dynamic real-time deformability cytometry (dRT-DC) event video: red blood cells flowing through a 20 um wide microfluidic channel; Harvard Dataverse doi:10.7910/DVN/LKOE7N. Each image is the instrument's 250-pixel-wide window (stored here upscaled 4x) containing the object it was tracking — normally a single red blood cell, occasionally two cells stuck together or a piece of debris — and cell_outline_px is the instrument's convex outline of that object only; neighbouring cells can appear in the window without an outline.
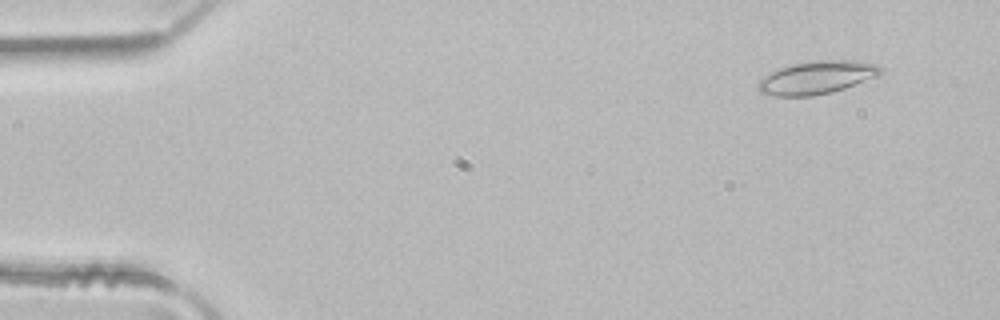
{"species": "common noctule bat (a hibernating species)", "species_latin": "Nyctalus noctula", "temperature_condition": "room temperature", "stored_images_in_passage": 4, "camera_frame_rate_fps": 3000, "um_per_image_px": 0.085, "animal": {"sex": "male", "body_mass_g": 21.5, "forearm_length_mm": 52.0}, "frame": {"image": 1, "passage_image": 2, "time_ms": 0.333, "image_size_px": [1000, 320], "cell_outline_px": [[880, 72], [876, 76], [844, 88], [812, 96], [776, 96], [760, 92], [756, 88], [756, 84], [764, 76], [780, 68], [792, 64], [820, 60], [856, 60], [876, 64], [880, 68]], "centroid_in_image_um": [69.37, 6.59], "position_along_channel_um": 15.6, "area_um2": 23.12}}
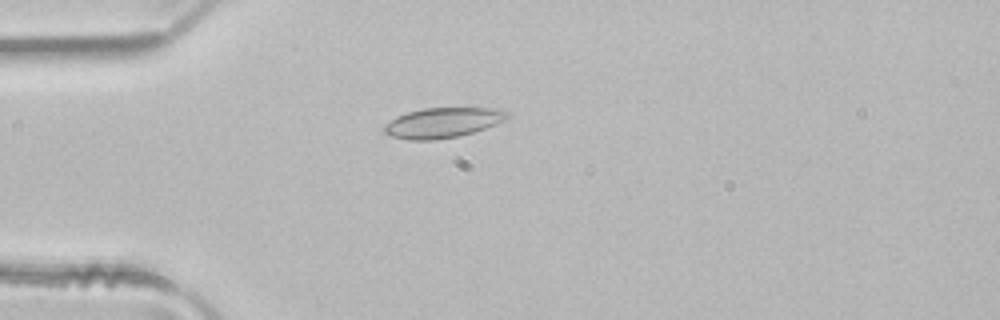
{"frame": {"image": 2, "passage_image": 4, "time_ms": 1.0, "image_size_px": [1000, 320], "cell_outline_px": [[508, 116], [504, 120], [484, 128], [460, 136], [432, 140], [408, 140], [392, 136], [384, 132], [384, 124], [396, 116], [408, 112], [424, 108], [500, 108], [508, 112]], "centroid_in_image_um": [37.6, 10.42], "position_along_channel_um": 47.4, "area_um2": 21.44}}